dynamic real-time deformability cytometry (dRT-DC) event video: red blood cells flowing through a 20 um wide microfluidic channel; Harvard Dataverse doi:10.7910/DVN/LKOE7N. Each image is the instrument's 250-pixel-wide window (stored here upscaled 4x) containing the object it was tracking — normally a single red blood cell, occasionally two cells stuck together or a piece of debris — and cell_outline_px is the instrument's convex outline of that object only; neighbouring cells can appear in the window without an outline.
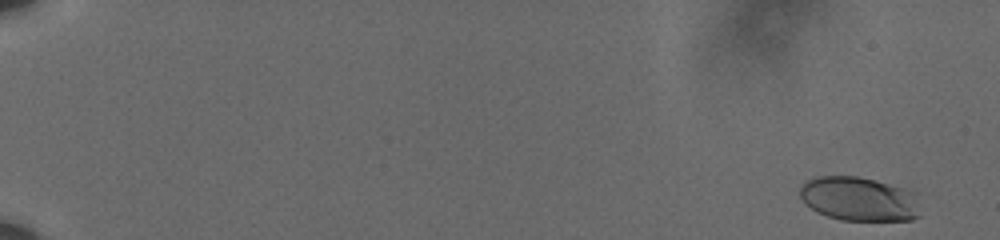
{"species": "human", "species_latin": "Homo sapiens", "temperature_condition": "cold", "stored_images_in_passage": 61, "camera_frame_rate_fps": 3000, "um_per_image_px": 0.085, "donor": {"sex": "male"}, "frame": {"image": 1, "passage_image": 3, "time_ms": 0.667, "image_size_px": [1000, 240], "cell_outline_px": [[920, 216], [912, 220], [840, 220], [816, 212], [804, 204], [800, 196], [800, 184], [804, 180], [816, 176], [856, 176], [876, 180], [920, 192]], "centroid_in_image_um": [73.06, 16.9], "position_along_channel_um": 11.9, "area_um2": 31.91}}
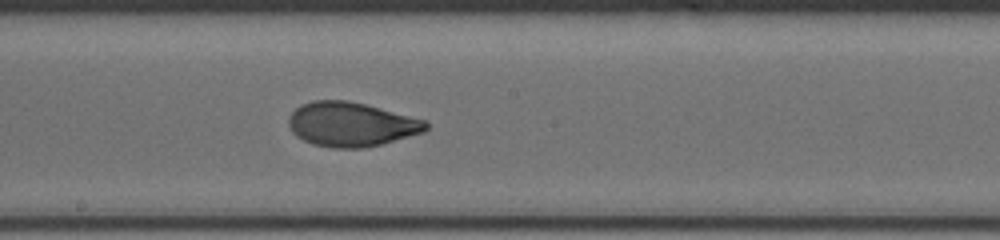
{"frame": {"image": 2, "passage_image": 37, "time_ms": 12.0, "image_size_px": [1000, 240], "cell_outline_px": [[428, 128], [424, 132], [380, 144], [364, 148], [332, 148], [312, 144], [296, 136], [292, 132], [288, 124], [288, 116], [300, 104], [312, 100], [348, 100], [428, 120]], "centroid_in_image_um": [29.83, 10.56], "position_along_channel_um": 218.4, "area_um2": 35.6}}
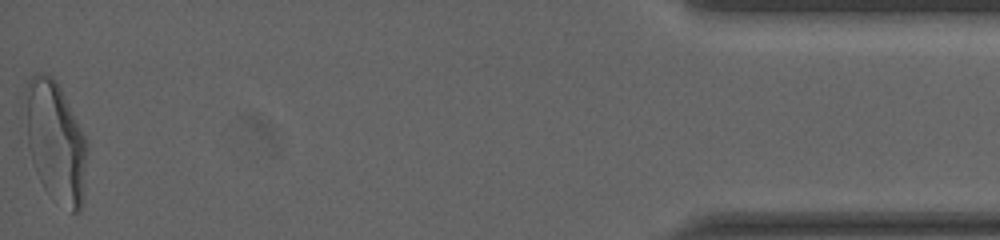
{"frame": {"image": 3, "passage_image": 61, "time_ms": 20.0, "image_size_px": [1000, 240], "cell_outline_px": [[88, 148], [84, 200], [80, 212], [72, 212], [48, 192], [44, 188], [36, 172], [28, 148], [28, 80], [36, 72], [48, 72], [56, 80], [88, 144]], "centroid_in_image_um": [4.78, 12.09], "position_along_channel_um": 430.4, "area_um2": 42.48}, "authors_computed_cell_mechanics": {"area_um2": 34.6222, "velocity_mm_per_s": 3.6036, "shape_relaxation_time_tau1_ms": 4.9038, "shape_relaxation_time_tau2_ms": 0.896, "deformation_change_tau1": 0.1983, "deformation_change_tau2": 0.0583}}